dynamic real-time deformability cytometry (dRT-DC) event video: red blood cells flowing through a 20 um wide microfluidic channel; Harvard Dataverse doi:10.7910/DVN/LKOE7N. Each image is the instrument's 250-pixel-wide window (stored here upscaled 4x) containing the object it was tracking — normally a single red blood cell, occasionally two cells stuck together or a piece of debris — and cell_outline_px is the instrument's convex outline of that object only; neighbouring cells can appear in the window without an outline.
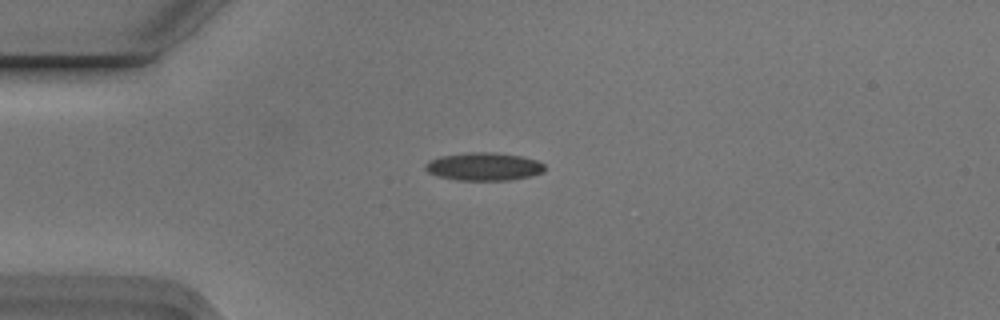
{"species": "Egyptian fruit bat (a non-hibernating species)", "species_latin": "Rousettus aegyptiacus", "temperature_condition": "cold", "stored_images_in_passage": 6, "camera_frame_rate_fps": 3000, "um_per_image_px": 0.085, "animal": {"sex": "male"}, "frame": {"image": 1, "passage_image": 2, "time_ms": 0.333, "image_size_px": [1000, 320], "cell_outline_px": [[544, 172], [532, 176], [512, 180], [456, 180], [440, 176], [428, 172], [424, 168], [424, 164], [428, 160], [440, 156], [468, 152], [492, 152], [520, 156], [536, 160], [544, 164]], "centroid_in_image_um": [41.12, 14.16], "position_along_channel_um": 43.9, "area_um2": 19.54}}
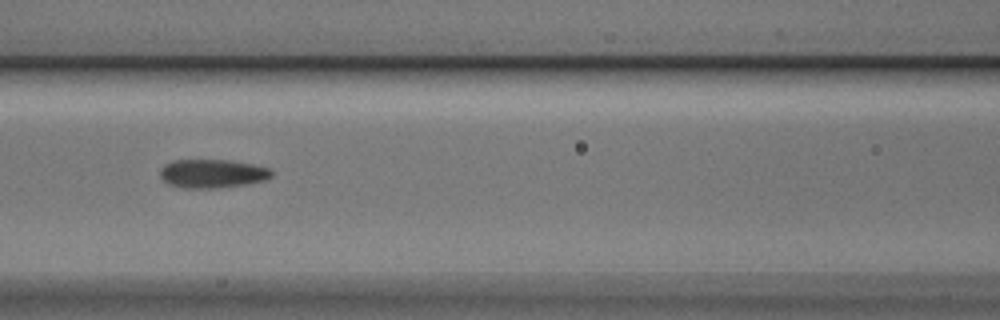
{"frame": {"image": 2, "passage_image": 5, "time_ms": 1.333, "image_size_px": [1000, 320], "cell_outline_px": [[272, 176], [264, 180], [248, 184], [216, 188], [184, 188], [168, 184], [160, 176], [160, 168], [164, 164], [172, 160], [232, 160], [252, 164], [268, 168], [272, 172]], "centroid_in_image_um": [18.02, 14.75], "position_along_channel_um": 148.6, "area_um2": 18.67}}
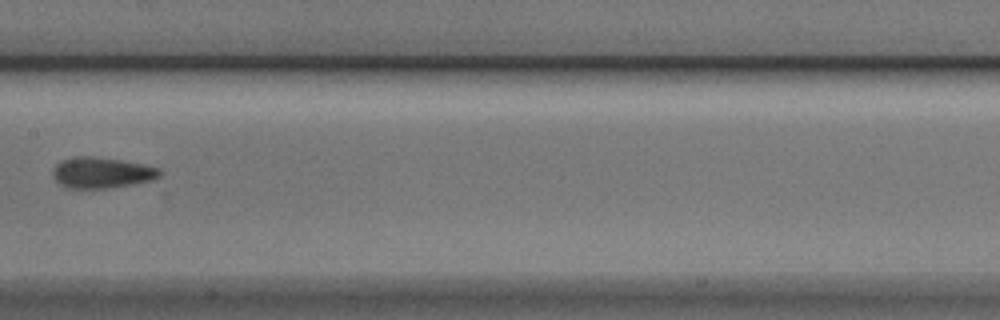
{"frame": {"image": 3, "passage_image": 6, "time_ms": 1.667, "image_size_px": [1000, 320], "cell_outline_px": [[164, 172], [160, 176], [152, 180], [136, 184], [108, 188], [68, 188], [60, 184], [52, 176], [52, 168], [60, 160], [76, 156], [92, 156], [120, 160], [160, 168]], "centroid_in_image_um": [8.64, 14.68], "position_along_channel_um": 198.8, "area_um2": 19.42}}